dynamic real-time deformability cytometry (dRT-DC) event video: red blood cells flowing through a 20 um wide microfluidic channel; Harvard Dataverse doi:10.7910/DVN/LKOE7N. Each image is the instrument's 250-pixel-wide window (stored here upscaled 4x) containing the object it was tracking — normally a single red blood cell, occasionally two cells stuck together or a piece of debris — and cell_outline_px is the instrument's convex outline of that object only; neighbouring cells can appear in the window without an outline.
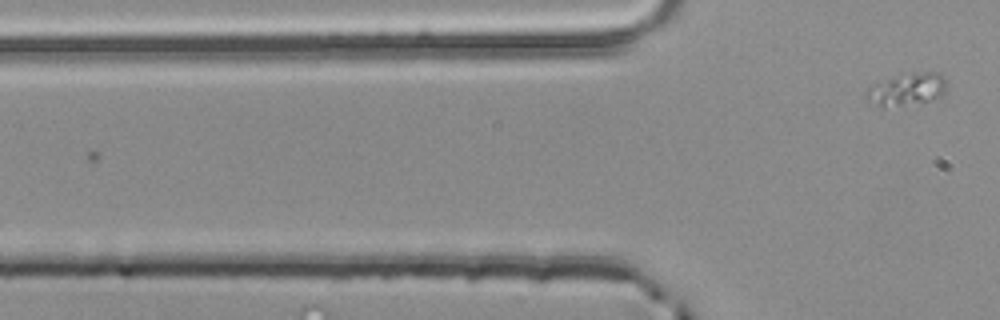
{"species": "common noctule bat (a hibernating species)", "species_latin": "Nyctalus noctula", "temperature_condition": "room temperature", "stored_images_in_passage": 2, "camera_frame_rate_fps": 3000, "um_per_image_px": 0.085, "animal": {"sex": "male", "body_mass_g": 20.4}, "frame": {"image": 1, "passage_image": 2, "time_ms": 0.333, "image_size_px": [1000, 320], "cell_outline_px": [[944, 92], [940, 96], [928, 100], [884, 108], [864, 100], [864, 92], [868, 88], [876, 84], [912, 72], [940, 72], [944, 80]], "centroid_in_image_um": [77.03, 7.61], "position_along_channel_um": 48.8, "area_um2": 14.68}}